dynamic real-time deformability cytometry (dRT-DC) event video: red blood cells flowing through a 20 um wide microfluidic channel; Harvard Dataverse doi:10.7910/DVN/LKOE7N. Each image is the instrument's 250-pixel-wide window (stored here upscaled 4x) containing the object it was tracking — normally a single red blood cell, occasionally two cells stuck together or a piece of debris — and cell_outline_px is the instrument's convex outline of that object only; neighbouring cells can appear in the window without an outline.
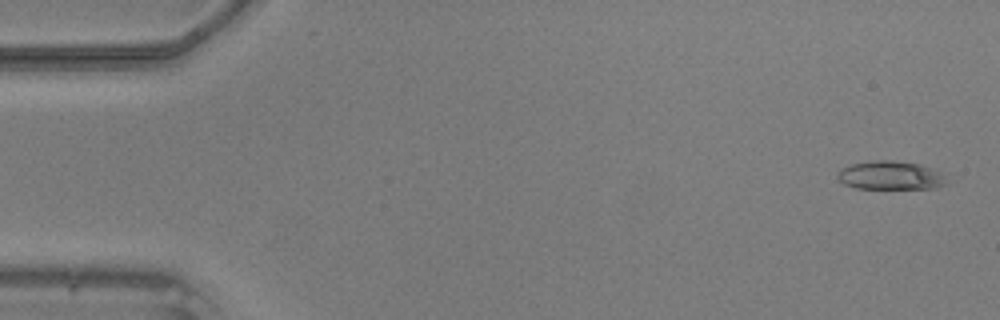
{"species": "common noctule bat (a hibernating species)", "species_latin": "Nyctalus noctula", "temperature_condition": "warm", "stored_images_in_passage": 49, "camera_frame_rate_fps": 3000, "um_per_image_px": 0.085, "animal": {"sex": "male", "body_mass_g": 20.5, "forearm_length_mm": 52.5}, "frame": {"image": 1, "passage_image": 2, "time_ms": 0.333, "image_size_px": [1000, 320], "cell_outline_px": [[948, 184], [936, 188], [856, 188], [844, 184], [836, 176], [840, 168], [852, 164], [880, 160], [892, 160], [920, 164], [936, 172]], "centroid_in_image_um": [75.61, 14.91], "position_along_channel_um": 9.4, "area_um2": 17.69}}
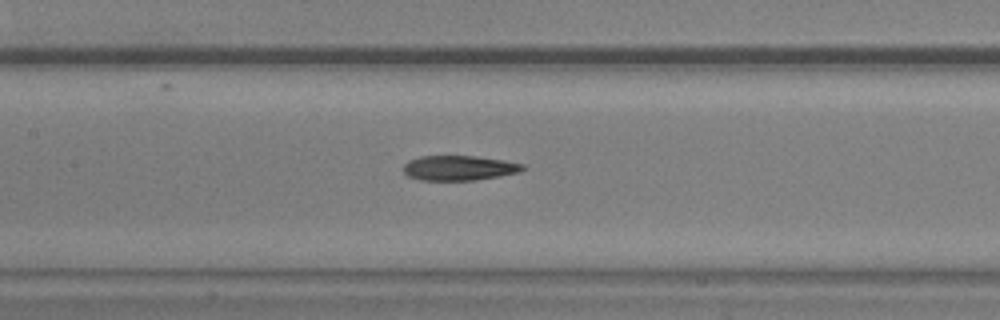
{"frame": {"image": 2, "passage_image": 23, "time_ms": 7.333, "image_size_px": [1000, 320], "cell_outline_px": [[528, 168], [520, 172], [500, 176], [476, 180], [420, 180], [408, 176], [404, 172], [404, 164], [408, 160], [420, 156], [476, 156], [504, 160], [524, 164]], "centroid_in_image_um": [39.06, 14.27], "position_along_channel_um": 168.3, "area_um2": 17.46}}
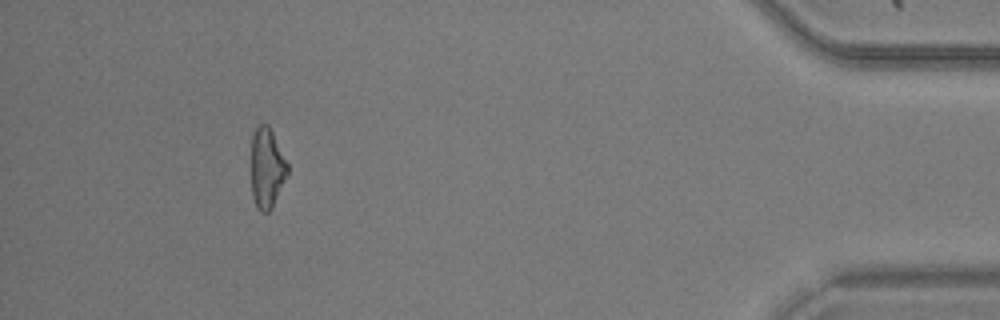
{"frame": {"image": 3, "passage_image": 45, "time_ms": 14.667, "image_size_px": [1000, 320], "cell_outline_px": [[288, 172], [272, 208], [268, 212], [260, 212], [252, 196], [252, 136], [256, 128], [260, 124], [268, 124], [288, 164]], "centroid_in_image_um": [22.68, 14.29], "position_along_channel_um": 412.5, "area_um2": 16.65}}